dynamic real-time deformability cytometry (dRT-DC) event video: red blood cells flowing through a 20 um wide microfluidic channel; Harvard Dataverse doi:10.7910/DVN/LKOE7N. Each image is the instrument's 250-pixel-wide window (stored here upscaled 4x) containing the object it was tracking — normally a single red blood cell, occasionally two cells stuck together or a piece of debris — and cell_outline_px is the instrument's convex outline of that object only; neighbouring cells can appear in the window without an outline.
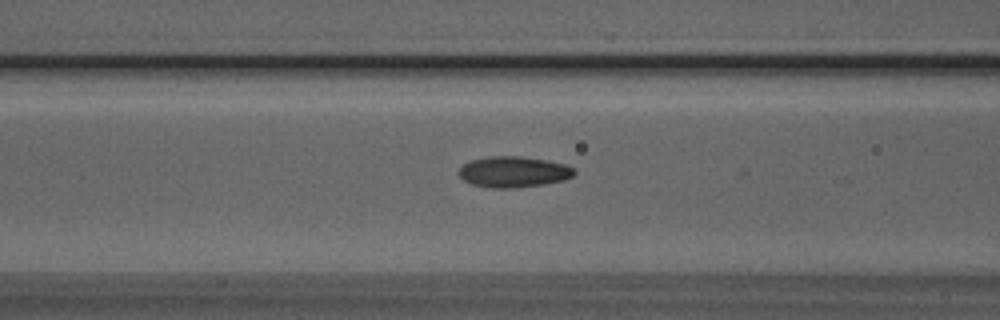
{"species": "Egyptian fruit bat (a non-hibernating species)", "species_latin": "Rousettus aegyptiacus", "temperature_condition": "room temperature", "stored_images_in_passage": 21, "camera_frame_rate_fps": 3000, "um_per_image_px": 0.085, "animal": {"sex": "male"}, "frame": {"image": 1, "passage_image": 20, "time_ms": 6.333, "image_size_px": [1000, 320], "cell_outline_px": [[576, 172], [572, 176], [564, 180], [544, 184], [512, 188], [492, 188], [472, 184], [464, 180], [460, 176], [460, 168], [464, 164], [472, 160], [488, 156], [520, 156], [544, 160], [564, 164], [576, 168]], "centroid_in_image_um": [43.67, 14.61], "position_along_channel_um": 122.9, "area_um2": 20.63}}